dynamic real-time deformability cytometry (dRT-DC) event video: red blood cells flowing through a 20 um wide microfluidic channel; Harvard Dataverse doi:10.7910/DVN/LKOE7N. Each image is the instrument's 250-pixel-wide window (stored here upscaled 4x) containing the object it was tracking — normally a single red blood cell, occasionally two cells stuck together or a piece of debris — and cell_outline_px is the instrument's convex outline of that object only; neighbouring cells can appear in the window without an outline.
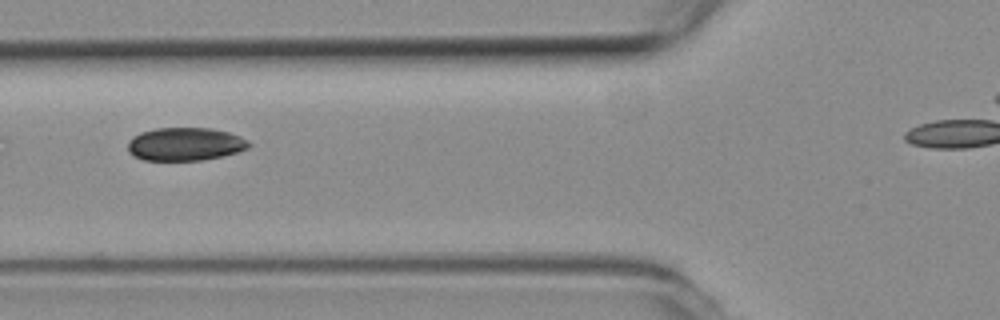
{"species": "common noctule bat (a hibernating species)", "species_latin": "Nyctalus noctula", "temperature_condition": "room temperature", "stored_images_in_passage": 31, "camera_frame_rate_fps": 3000, "um_per_image_px": 0.085, "animal": {"sex": "female", "body_mass_g": 19.3, "forearm_length_mm": 54.1}, "frame": {"image": 1, "passage_image": 4, "time_ms": 1.0, "image_size_px": [1000, 320], "cell_outline_px": [[252, 144], [248, 148], [236, 152], [220, 156], [200, 160], [144, 160], [132, 156], [128, 152], [128, 144], [140, 132], [156, 128], [212, 128], [228, 132], [240, 136], [248, 140]], "centroid_in_image_um": [15.75, 12.25], "position_along_channel_um": 110.1, "area_um2": 23.24}}
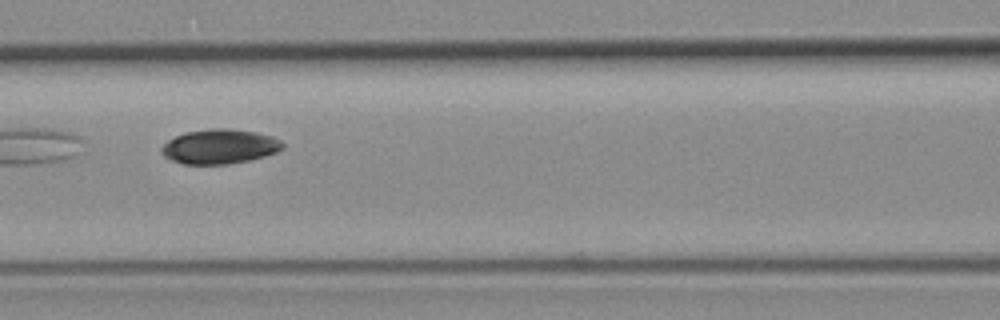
{"frame": {"image": 2, "passage_image": 7, "time_ms": 2.0, "image_size_px": [1000, 320], "cell_outline_px": [[284, 148], [276, 152], [264, 156], [248, 160], [228, 164], [184, 164], [172, 160], [164, 156], [160, 152], [160, 148], [168, 140], [176, 136], [188, 132], [212, 128], [228, 128], [256, 132], [272, 136], [280, 140], [284, 144]], "centroid_in_image_um": [18.67, 12.45], "position_along_channel_um": 147.9, "area_um2": 24.33}}
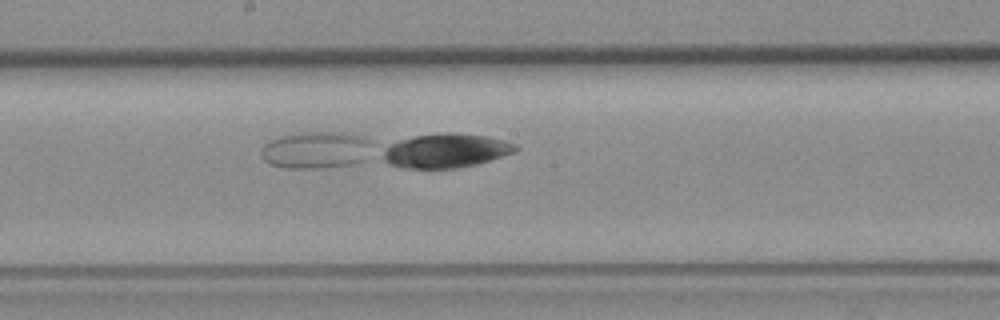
{"frame": {"image": 3, "passage_image": 12, "time_ms": 3.667, "image_size_px": [1000, 320], "cell_outline_px": [[520, 148], [516, 152], [476, 164], [456, 168], [400, 168], [388, 164], [380, 160], [384, 148], [400, 140], [416, 136], [448, 132], [452, 132], [488, 136], [504, 140], [516, 144]], "centroid_in_image_um": [37.89, 12.81], "position_along_channel_um": 210.3, "area_um2": 26.53}}